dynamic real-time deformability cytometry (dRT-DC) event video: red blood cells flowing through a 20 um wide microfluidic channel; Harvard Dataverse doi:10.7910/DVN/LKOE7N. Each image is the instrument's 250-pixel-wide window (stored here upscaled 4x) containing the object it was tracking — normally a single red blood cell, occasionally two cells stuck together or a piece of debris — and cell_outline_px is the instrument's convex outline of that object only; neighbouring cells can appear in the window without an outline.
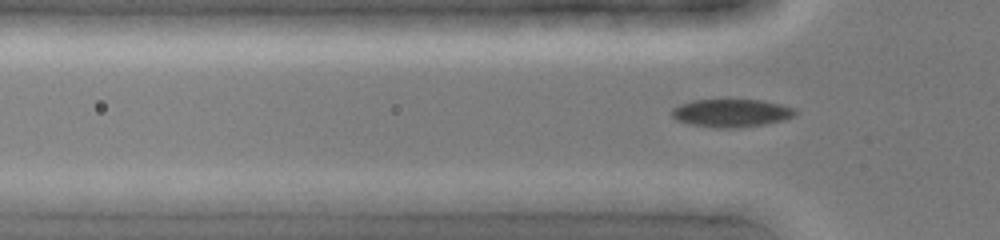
{"species": "common noctule bat (a hibernating species)", "species_latin": "Nyctalus noctula", "temperature_condition": "cold", "stored_images_in_passage": 5, "segment_of_instrument_passage": [2, 2], "camera_frame_rate_fps": 3000, "um_per_image_px": 0.085, "animal": {"sex": "female", "body_mass_g": 19.0, "forearm_length_mm": 51.5}, "frame": {"image": 1, "passage_image": 5, "time_ms": 1.333, "image_size_px": [1000, 240], "cell_outline_px": [[796, 116], [784, 120], [764, 124], [740, 128], [716, 128], [692, 124], [676, 120], [672, 116], [672, 108], [680, 104], [692, 100], [760, 100], [780, 104], [796, 108]], "centroid_in_image_um": [62.19, 9.61], "position_along_channel_um": 63.6, "area_um2": 20.17}}